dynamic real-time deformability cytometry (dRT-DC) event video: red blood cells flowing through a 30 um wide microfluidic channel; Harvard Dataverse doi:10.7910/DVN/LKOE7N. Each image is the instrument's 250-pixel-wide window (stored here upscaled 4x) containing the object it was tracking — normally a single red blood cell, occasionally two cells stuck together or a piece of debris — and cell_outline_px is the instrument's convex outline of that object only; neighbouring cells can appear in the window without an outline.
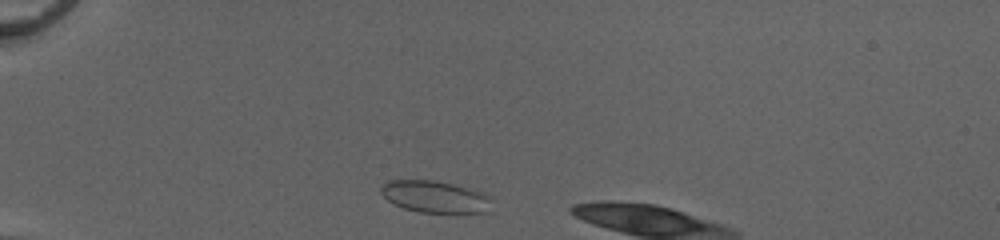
{"species": "common noctule bat (a hibernating species)", "species_latin": "Nyctalus noctula", "temperature_condition": "cold", "stored_images_in_passage": 32, "camera_frame_rate_fps": 3000, "um_per_image_px": 0.085, "animal": {"sex": "female", "body_mass_g": 20.0, "forearm_length_mm": 54.0}, "frame": {"image": 1, "passage_image": 2, "time_ms": 0.333, "image_size_px": [1000, 240], "cell_outline_px": [[488, 196], [484, 212], [420, 212], [404, 208], [392, 204], [380, 192], [380, 188], [388, 180], [432, 180], [452, 184], [484, 192]], "centroid_in_image_um": [36.85, 16.7], "position_along_channel_um": 48.1, "area_um2": 20.0}}
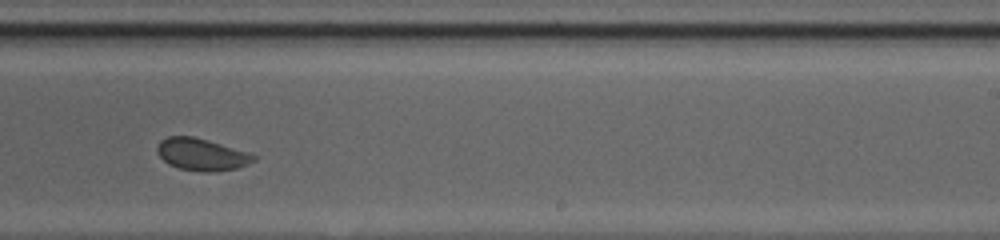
{"frame": {"image": 2, "passage_image": 21, "time_ms": 6.667, "image_size_px": [1000, 240], "cell_outline_px": [[256, 160], [248, 164], [236, 168], [208, 172], [204, 172], [180, 168], [168, 164], [156, 152], [156, 148], [160, 140], [168, 136], [192, 136], [248, 152], [256, 156]], "centroid_in_image_um": [17.11, 13.12], "position_along_channel_um": 271.9, "area_um2": 17.8}}
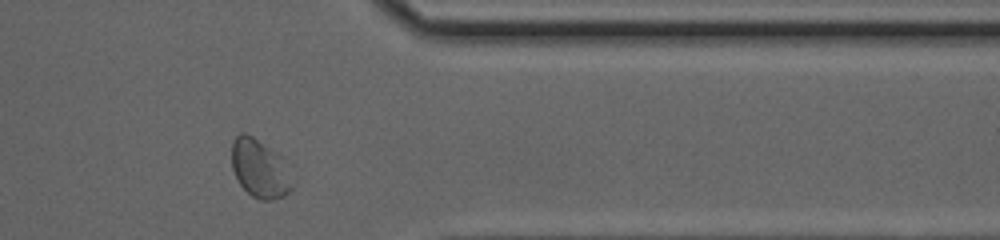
{"frame": {"image": 3, "passage_image": 30, "time_ms": 9.667, "image_size_px": [1000, 240], "cell_outline_px": [[292, 188], [284, 196], [272, 200], [260, 200], [252, 196], [240, 184], [232, 168], [232, 144], [236, 136], [240, 132], [244, 132], [252, 136], [280, 156]], "centroid_in_image_um": [22.01, 14.34], "position_along_channel_um": 389.4, "area_um2": 19.77}}